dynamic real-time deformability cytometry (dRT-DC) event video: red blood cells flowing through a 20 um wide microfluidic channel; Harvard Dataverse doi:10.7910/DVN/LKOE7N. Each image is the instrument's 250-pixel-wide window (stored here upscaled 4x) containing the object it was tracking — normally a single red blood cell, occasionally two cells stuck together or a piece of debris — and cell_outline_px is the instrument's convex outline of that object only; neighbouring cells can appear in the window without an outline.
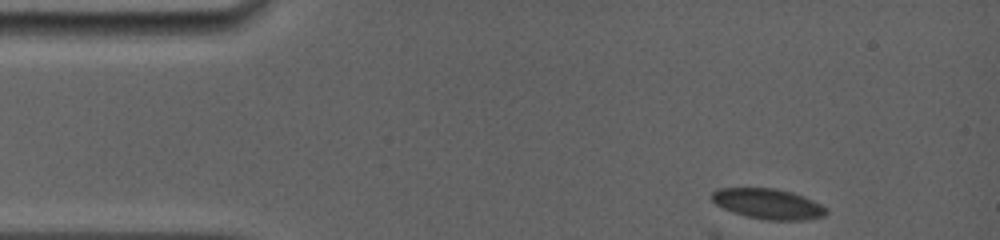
{"species": "common noctule bat (a hibernating species)", "species_latin": "Nyctalus noctula", "temperature_condition": "room temperature", "stored_images_in_passage": 5, "camera_frame_rate_fps": 5000, "um_per_image_px": 0.085, "animal": {"sex": "female", "body_mass_g": 19.0, "forearm_length_mm": 56.7}, "frame": {"image": 1, "passage_image": 1, "time_ms": 0.0, "image_size_px": [1000, 240], "cell_outline_px": [[828, 212], [824, 216], [804, 220], [768, 220], [748, 216], [732, 212], [716, 204], [712, 200], [712, 192], [720, 188], [776, 188], [792, 192], [804, 196], [828, 208]], "centroid_in_image_um": [65.32, 17.32], "position_along_channel_um": 19.7, "area_um2": 20.17}}